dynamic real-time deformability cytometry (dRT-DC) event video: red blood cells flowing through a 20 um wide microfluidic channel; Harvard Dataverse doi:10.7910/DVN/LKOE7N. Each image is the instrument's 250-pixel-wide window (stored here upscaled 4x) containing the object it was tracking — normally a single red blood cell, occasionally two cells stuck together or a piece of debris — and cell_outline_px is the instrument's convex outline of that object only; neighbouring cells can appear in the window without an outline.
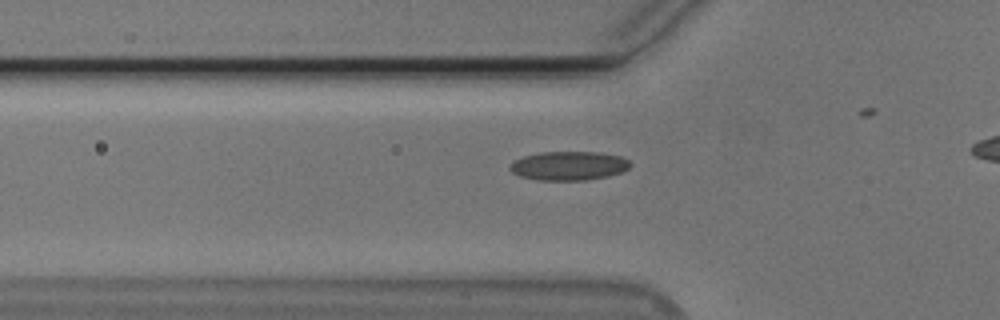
{"species": "Egyptian fruit bat (a non-hibernating species)", "species_latin": "Rousettus aegyptiacus", "temperature_condition": "cold", "stored_images_in_passage": 29, "camera_frame_rate_fps": 3000, "um_per_image_px": 0.085, "animal": {"sex": "male"}, "frame": {"image": 1, "passage_image": 5, "time_ms": 1.333, "image_size_px": [1000, 320], "cell_outline_px": [[632, 164], [628, 168], [620, 172], [608, 176], [588, 180], [540, 180], [520, 176], [512, 172], [508, 168], [516, 160], [524, 156], [540, 152], [600, 152], [620, 156], [628, 160]], "centroid_in_image_um": [48.36, 14.09], "position_along_channel_um": 77.4, "area_um2": 20.17}}
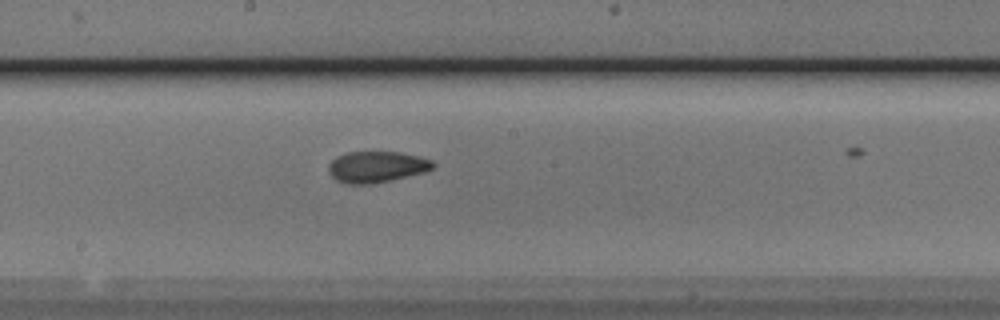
{"frame": {"image": 2, "passage_image": 16, "time_ms": 5.0, "image_size_px": [1000, 320], "cell_outline_px": [[436, 164], [432, 168], [424, 172], [372, 184], [344, 184], [336, 180], [328, 172], [328, 164], [336, 156], [348, 152], [400, 152], [420, 156], [432, 160]], "centroid_in_image_um": [31.99, 14.18], "position_along_channel_um": 216.2, "area_um2": 19.07}}